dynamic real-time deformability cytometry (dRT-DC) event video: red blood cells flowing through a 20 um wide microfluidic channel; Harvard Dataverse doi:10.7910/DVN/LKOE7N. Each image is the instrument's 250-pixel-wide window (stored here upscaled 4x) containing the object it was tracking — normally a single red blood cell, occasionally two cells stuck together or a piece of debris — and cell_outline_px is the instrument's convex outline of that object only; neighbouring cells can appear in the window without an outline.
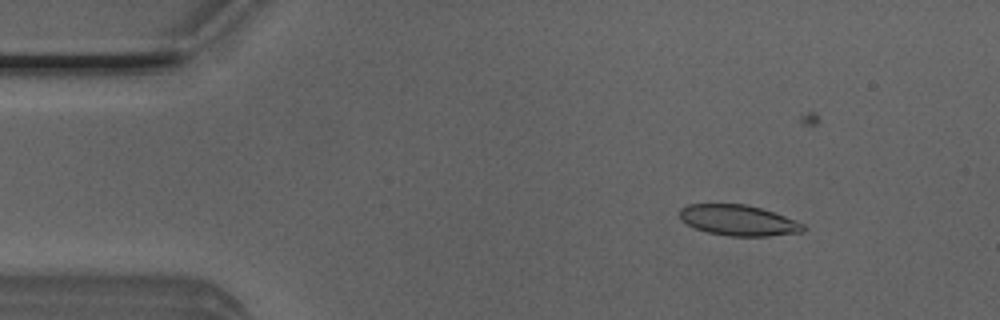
{"species": "Egyptian fruit bat (a non-hibernating species)", "species_latin": "Rousettus aegyptiacus", "temperature_condition": "room temperature", "stored_images_in_passage": 44, "camera_frame_rate_fps": 3000, "um_per_image_px": 0.085, "animal": {"sex": "male"}, "frame": {"image": 1, "passage_image": 7, "time_ms": 2.0, "image_size_px": [1000, 320], "cell_outline_px": [[808, 228], [804, 232], [768, 236], [728, 236], [708, 232], [696, 228], [680, 220], [680, 208], [688, 204], [744, 204], [760, 208], [796, 220], [804, 224]], "centroid_in_image_um": [62.79, 18.73], "position_along_channel_um": 22.2, "area_um2": 22.08}}
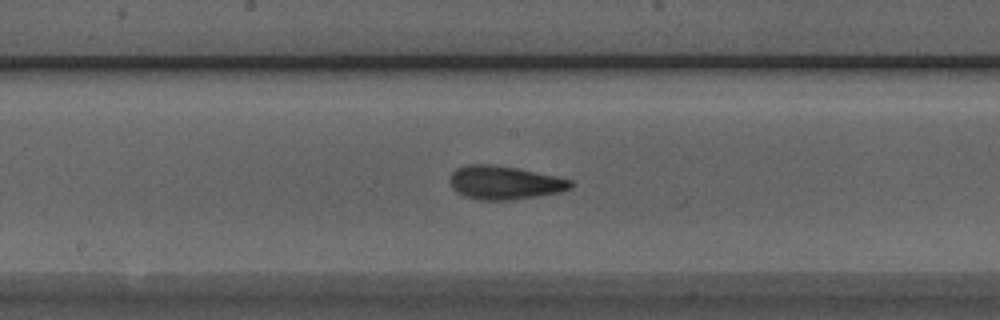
{"frame": {"image": 2, "passage_image": 26, "time_ms": 8.333, "image_size_px": [1000, 320], "cell_outline_px": [[576, 184], [572, 188], [560, 192], [512, 200], [480, 200], [464, 196], [452, 188], [452, 172], [456, 168], [468, 164], [488, 164], [520, 168], [556, 176], [572, 180]], "centroid_in_image_um": [42.94, 15.52], "position_along_channel_um": 205.3, "area_um2": 23.64}}
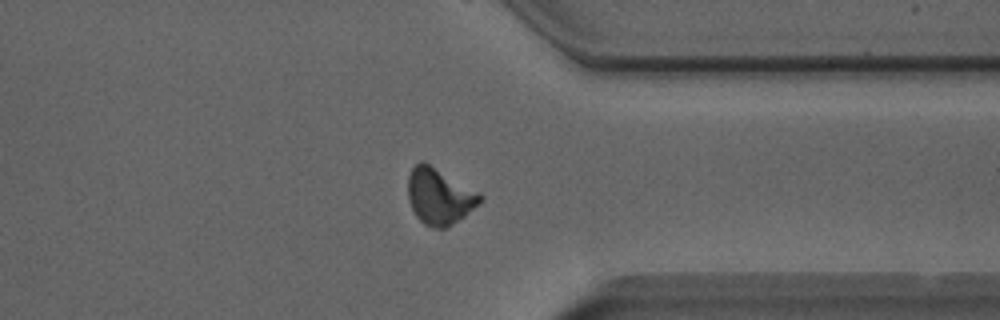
{"frame": {"image": 3, "passage_image": 39, "time_ms": 12.667, "image_size_px": [1000, 320], "cell_outline_px": [[484, 200], [480, 204], [448, 228], [432, 228], [424, 224], [416, 216], [408, 200], [408, 176], [412, 168], [420, 160], [424, 160], [484, 196]], "centroid_in_image_um": [37.34, 16.69], "position_along_channel_um": 374.1, "area_um2": 23.7}, "authors_computed_cell_mechanics": {"area_um2": 22.831, "velocity_mm_per_s": 4.0206, "shape_relaxation_time_tau1_ms": 3.1616, "shape_relaxation_time_tau2_ms": 1.9617, "deformation_change_tau1": 0.1199, "deformation_change_tau2": 0.0813}}